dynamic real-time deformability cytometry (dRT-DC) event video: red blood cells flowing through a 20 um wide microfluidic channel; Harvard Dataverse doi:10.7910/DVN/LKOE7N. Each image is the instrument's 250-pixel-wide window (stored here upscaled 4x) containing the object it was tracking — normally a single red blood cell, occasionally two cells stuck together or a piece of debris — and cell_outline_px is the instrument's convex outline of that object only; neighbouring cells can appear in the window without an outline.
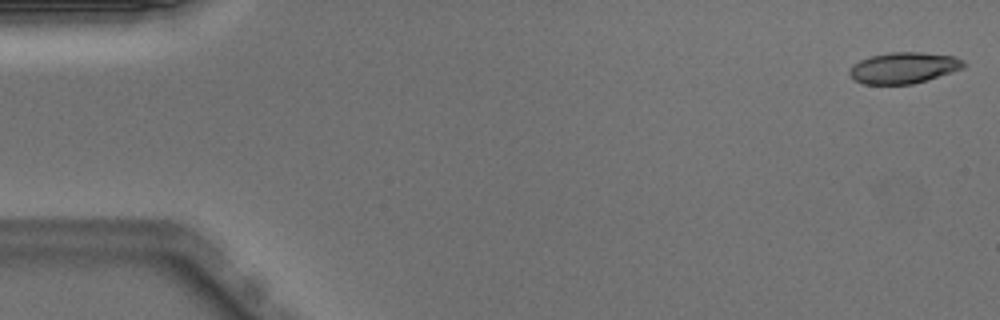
{"species": "Egyptian fruit bat (a non-hibernating species)", "species_latin": "Rousettus aegyptiacus", "temperature_condition": "warm", "stored_images_in_passage": 51, "segment_of_instrument_passage": [1, 2], "camera_frame_rate_fps": 3000, "um_per_image_px": 0.085, "animal": {"sex": "male"}, "frame": {"image": 1, "passage_image": 1, "time_ms": 0.0, "image_size_px": [1000, 320], "cell_outline_px": [[968, 64], [964, 68], [928, 80], [912, 84], [864, 84], [856, 80], [848, 72], [848, 68], [852, 64], [868, 56], [888, 52], [924, 52], [952, 56], [964, 60]], "centroid_in_image_um": [76.82, 5.75], "position_along_channel_um": 8.2, "area_um2": 20.98}}
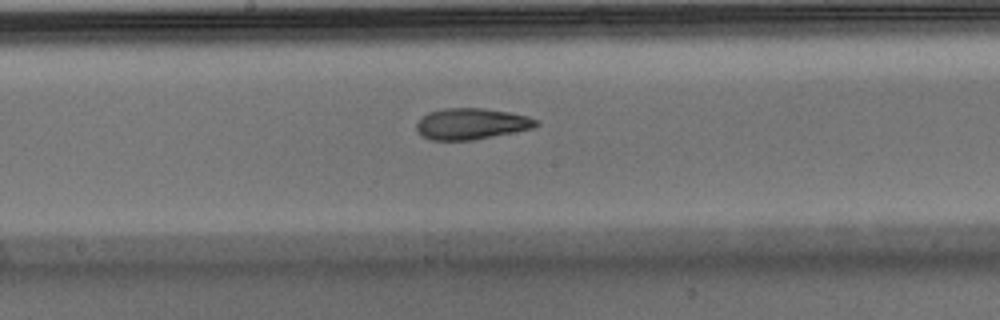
{"frame": {"image": 2, "passage_image": 26, "time_ms": 8.333, "image_size_px": [1000, 320], "cell_outline_px": [[540, 124], [532, 128], [472, 140], [432, 140], [424, 136], [416, 128], [416, 124], [420, 116], [428, 112], [444, 108], [484, 108], [508, 112], [528, 116], [540, 120]], "centroid_in_image_um": [40.06, 10.51], "position_along_channel_um": 208.1, "area_um2": 21.68}}
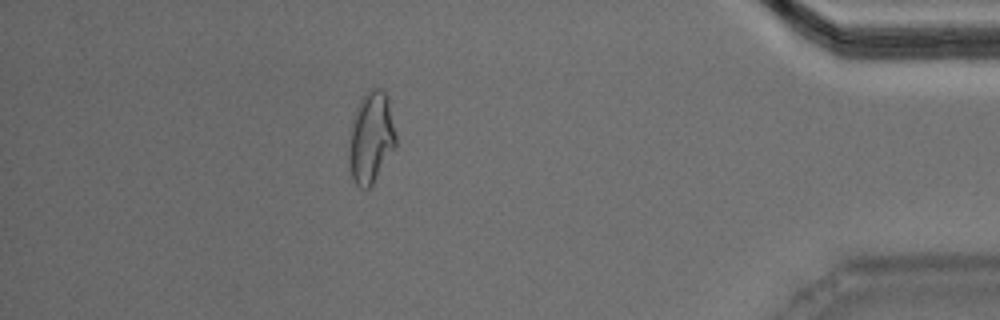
{"frame": {"image": 3, "passage_image": 44, "time_ms": 14.333, "image_size_px": [1000, 320], "cell_outline_px": [[396, 148], [372, 184], [368, 188], [360, 188], [352, 180], [348, 168], [348, 148], [352, 116], [360, 100], [368, 88], [380, 88], [388, 96], [396, 136]], "centroid_in_image_um": [31.52, 11.7], "position_along_channel_um": 403.7, "area_um2": 25.55}}